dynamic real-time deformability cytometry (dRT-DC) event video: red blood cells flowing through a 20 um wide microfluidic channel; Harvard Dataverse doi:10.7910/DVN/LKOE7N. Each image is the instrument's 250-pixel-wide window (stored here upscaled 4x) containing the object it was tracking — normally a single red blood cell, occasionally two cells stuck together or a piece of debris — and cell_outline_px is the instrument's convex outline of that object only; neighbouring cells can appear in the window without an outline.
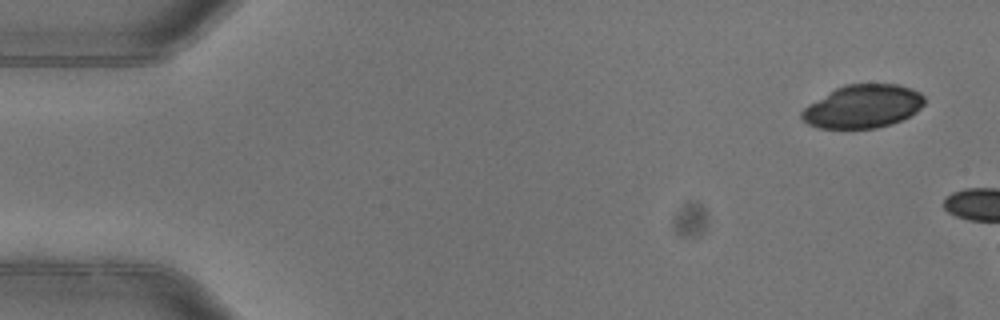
{"species": "common noctule bat (a hibernating species)", "species_latin": "Nyctalus noctula", "temperature_condition": "warm", "stored_images_in_passage": 3, "camera_frame_rate_fps": 3000, "um_per_image_px": 0.085, "animal": {"sex": "female"}, "frame": {"image": 1, "passage_image": 1, "time_ms": 0.0, "image_size_px": [1000, 320], "cell_outline_px": [[924, 104], [916, 112], [892, 124], [876, 128], [820, 128], [808, 124], [800, 116], [800, 112], [808, 104], [836, 88], [844, 84], [900, 84], [920, 92], [924, 96]], "centroid_in_image_um": [73.34, 9.04], "position_along_channel_um": 11.7, "area_um2": 30.87}}